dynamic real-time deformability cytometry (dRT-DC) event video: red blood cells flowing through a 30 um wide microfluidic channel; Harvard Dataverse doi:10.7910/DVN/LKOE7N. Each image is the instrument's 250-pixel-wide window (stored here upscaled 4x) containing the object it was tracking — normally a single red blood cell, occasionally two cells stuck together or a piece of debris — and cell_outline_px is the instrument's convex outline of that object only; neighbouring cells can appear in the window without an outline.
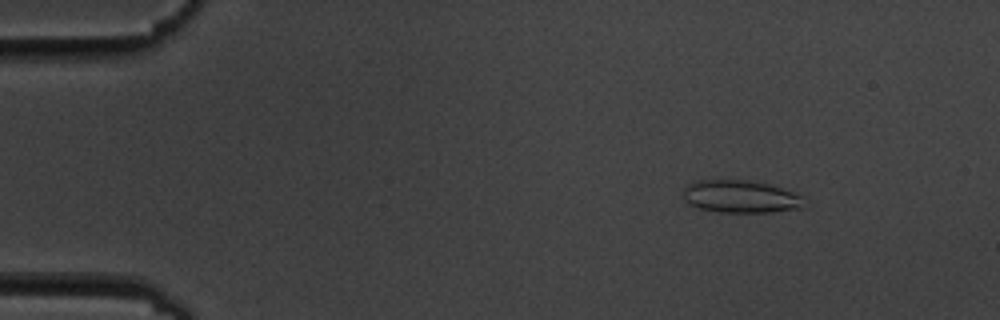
{"species": "common noctule bat (a hibernating species)", "species_latin": "Nyctalus noctula", "temperature_condition": "cold", "stored_images_in_passage": 56, "camera_frame_rate_fps": 3000, "um_per_image_px": 0.085, "animal": {"sex": "male", "body_mass_g": 19.5, "forearm_length_mm": 54.6}, "frame": {"image": 1, "passage_image": 7, "time_ms": 2.0, "image_size_px": [1000, 320], "cell_outline_px": [[804, 196], [800, 208], [772, 212], [720, 212], [700, 208], [688, 204], [684, 196], [684, 188], [692, 180], [756, 180]], "centroid_in_image_um": [62.92, 16.69], "position_along_channel_um": 22.1, "area_um2": 22.89}}
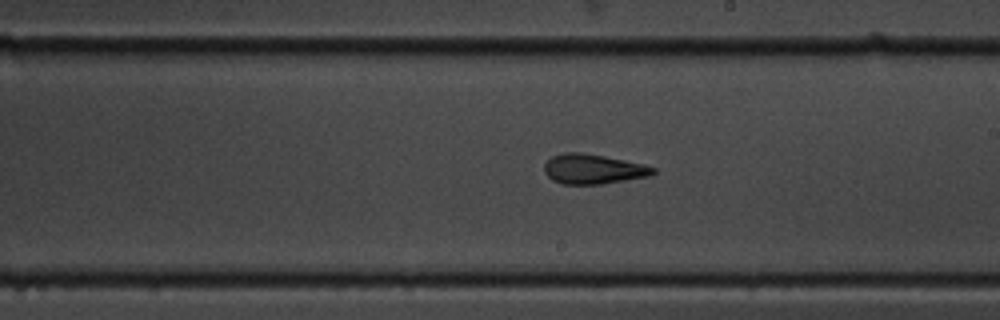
{"frame": {"image": 2, "passage_image": 32, "time_ms": 10.333, "image_size_px": [1000, 320], "cell_outline_px": [[656, 172], [648, 176], [600, 184], [560, 184], [552, 180], [544, 172], [544, 164], [552, 156], [564, 152], [580, 152], [604, 156], [644, 164], [656, 168]], "centroid_in_image_um": [50.39, 14.37], "position_along_channel_um": 238.6, "area_um2": 18.84}}
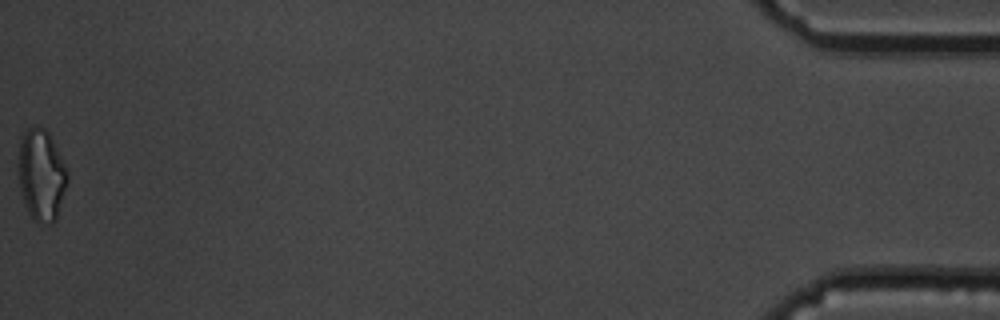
{"frame": {"image": 3, "passage_image": 56, "time_ms": 18.333, "image_size_px": [1000, 320], "cell_outline_px": [[68, 180], [56, 220], [52, 224], [40, 224], [32, 220], [28, 212], [20, 188], [20, 144], [24, 132], [28, 128], [36, 124], [44, 128], [48, 132], [68, 172]], "centroid_in_image_um": [3.54, 14.91], "position_along_channel_um": 431.7, "area_um2": 25.78}, "authors_computed_cell_mechanics": {"area_um2": 20.4612, "velocity_mm_per_s": 3.5873, "shape_relaxation_time_tau1_ms": 4.817, "shape_relaxation_time_tau2_ms": 1.5914, "deformation_change_tau1": 0.1463, "deformation_change_tau2": 0.0938}}